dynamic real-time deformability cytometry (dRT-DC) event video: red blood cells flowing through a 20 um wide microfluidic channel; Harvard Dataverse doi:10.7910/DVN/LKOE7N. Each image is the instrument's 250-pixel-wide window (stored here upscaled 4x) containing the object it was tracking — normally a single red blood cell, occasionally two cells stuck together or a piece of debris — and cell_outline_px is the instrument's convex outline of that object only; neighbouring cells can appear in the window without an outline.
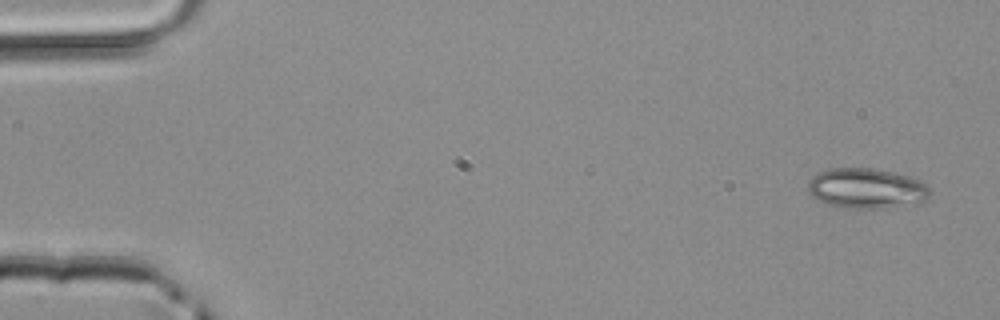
{"species": "common noctule bat (a hibernating species)", "species_latin": "Nyctalus noctula", "temperature_condition": "room temperature", "stored_images_in_passage": 5, "camera_frame_rate_fps": 3000, "um_per_image_px": 0.085, "animal": {"sex": "male", "body_mass_g": 20.4}, "frame": {"image": 1, "passage_image": 1, "time_ms": 0.0, "image_size_px": [1000, 320], "cell_outline_px": [[928, 196], [924, 200], [916, 204], [884, 208], [844, 208], [828, 204], [812, 196], [808, 192], [808, 180], [812, 176], [820, 172], [832, 168], [868, 168], [892, 172], [908, 176], [920, 180], [928, 188]], "centroid_in_image_um": [73.62, 16.02], "position_along_channel_um": 11.4, "area_um2": 28.38}}